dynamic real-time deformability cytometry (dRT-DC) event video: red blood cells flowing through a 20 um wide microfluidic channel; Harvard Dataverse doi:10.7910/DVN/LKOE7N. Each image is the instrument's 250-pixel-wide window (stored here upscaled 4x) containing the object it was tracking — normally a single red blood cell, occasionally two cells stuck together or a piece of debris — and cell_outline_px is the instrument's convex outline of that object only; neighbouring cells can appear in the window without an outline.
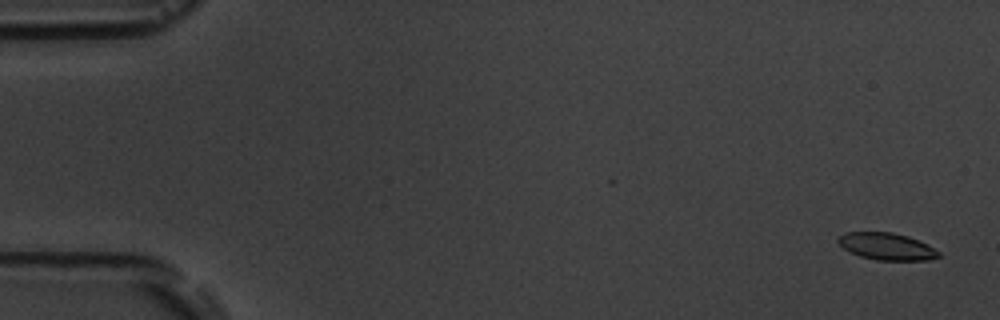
{"species": "common noctule bat (a hibernating species)", "species_latin": "Nyctalus noctula", "temperature_condition": "room temperature", "stored_images_in_passage": 5, "camera_frame_rate_fps": 3000, "um_per_image_px": 0.085, "animal": {"sex": "male", "body_mass_g": 19.5, "forearm_length_mm": 54.6}, "frame": {"image": 1, "passage_image": 1, "time_ms": 0.0, "image_size_px": [1000, 320], "cell_outline_px": [[940, 256], [928, 260], [876, 260], [860, 256], [844, 248], [836, 240], [844, 232], [892, 232], [908, 236], [940, 252]], "centroid_in_image_um": [75.34, 20.94], "position_along_channel_um": 9.7, "area_um2": 15.55}}
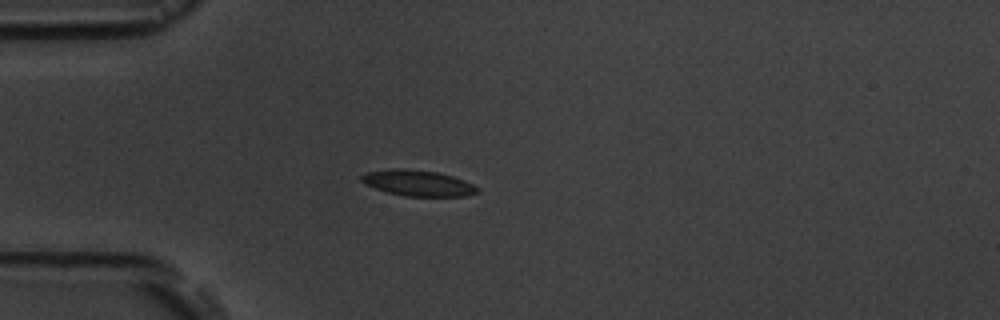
{"frame": {"image": 2, "passage_image": 5, "time_ms": 4.667, "image_size_px": [1000, 320], "cell_outline_px": [[480, 192], [468, 196], [404, 196], [388, 192], [364, 184], [360, 180], [360, 176], [364, 172], [392, 168], [404, 168], [436, 172], [452, 176], [464, 180], [480, 188]], "centroid_in_image_um": [35.52, 15.55], "position_along_channel_um": 49.5, "area_um2": 17.63}}